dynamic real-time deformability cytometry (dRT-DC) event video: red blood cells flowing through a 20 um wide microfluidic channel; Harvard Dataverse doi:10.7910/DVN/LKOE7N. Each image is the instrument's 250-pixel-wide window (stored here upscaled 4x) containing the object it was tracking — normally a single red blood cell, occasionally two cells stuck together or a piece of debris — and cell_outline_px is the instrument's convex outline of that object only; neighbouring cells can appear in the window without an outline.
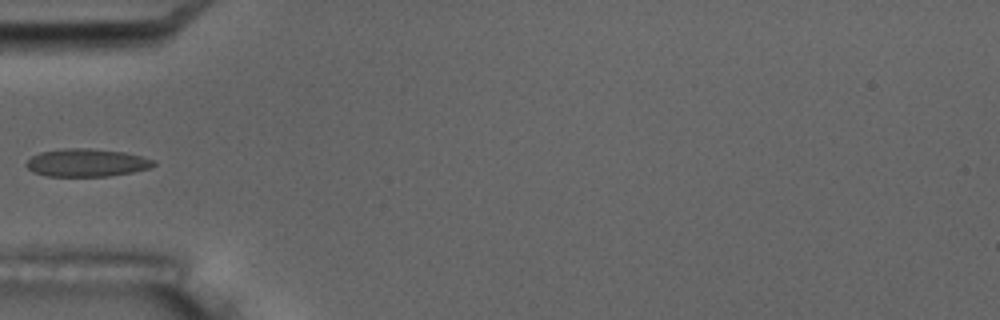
{"species": "common noctule bat (a hibernating species)", "species_latin": "Nyctalus noctula", "temperature_condition": "room temperature", "stored_images_in_passage": 5, "camera_frame_rate_fps": 3000, "um_per_image_px": 0.085, "animal": {"sex": "male", "body_mass_g": 17.5, "forearm_length_mm": 52.3}, "frame": {"image": 1, "passage_image": 5, "time_ms": 4.667, "image_size_px": [1000, 320], "cell_outline_px": [[156, 164], [148, 168], [132, 172], [108, 176], [44, 176], [32, 172], [24, 164], [32, 156], [40, 152], [64, 148], [92, 148], [124, 152], [156, 160]], "centroid_in_image_um": [7.34, 13.83], "position_along_channel_um": 77.7, "area_um2": 20.75}}